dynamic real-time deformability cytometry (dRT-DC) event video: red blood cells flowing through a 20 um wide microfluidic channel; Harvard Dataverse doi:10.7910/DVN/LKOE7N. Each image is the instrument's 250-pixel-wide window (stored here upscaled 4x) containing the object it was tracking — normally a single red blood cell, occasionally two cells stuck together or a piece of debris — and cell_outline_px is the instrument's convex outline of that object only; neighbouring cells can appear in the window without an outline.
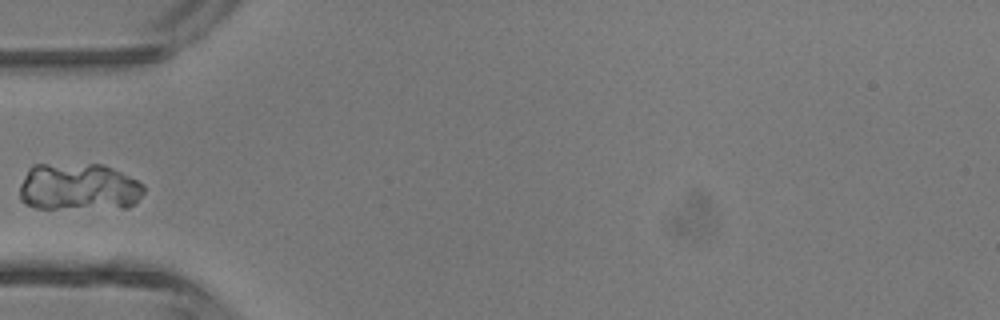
{"species": "common noctule bat (a hibernating species)", "species_latin": "Nyctalus noctula", "temperature_condition": "room temperature", "stored_images_in_passage": 3, "camera_frame_rate_fps": 3000, "um_per_image_px": 0.085, "animal": {"sex": "male", "body_mass_g": 13.3}, "frame": {"image": 1, "passage_image": 3, "time_ms": 2.667, "image_size_px": [1000, 320], "cell_outline_px": [[144, 192], [128, 208], [36, 208], [24, 204], [20, 200], [20, 184], [28, 168], [32, 164], [104, 164], [144, 184]], "centroid_in_image_um": [6.65, 15.89], "position_along_channel_um": 78.3, "area_um2": 34.51}}